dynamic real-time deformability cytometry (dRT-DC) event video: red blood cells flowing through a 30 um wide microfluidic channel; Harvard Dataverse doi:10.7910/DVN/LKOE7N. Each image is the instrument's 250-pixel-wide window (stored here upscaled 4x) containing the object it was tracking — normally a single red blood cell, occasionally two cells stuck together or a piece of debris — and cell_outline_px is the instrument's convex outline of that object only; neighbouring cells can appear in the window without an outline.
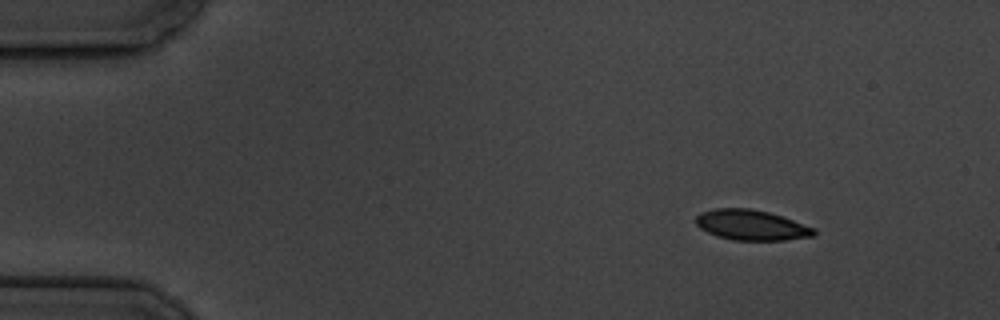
{"species": "common noctule bat (a hibernating species)", "species_latin": "Nyctalus noctula", "temperature_condition": "cold", "stored_images_in_passage": 4, "camera_frame_rate_fps": 3000, "um_per_image_px": 0.085, "animal": {"sex": "male", "body_mass_g": 19.5, "forearm_length_mm": 54.6}, "frame": {"image": 1, "passage_image": 2, "time_ms": 1.0, "image_size_px": [1000, 320], "cell_outline_px": [[816, 232], [812, 236], [784, 240], [732, 240], [716, 236], [700, 228], [696, 224], [696, 216], [700, 212], [716, 208], [748, 208], [768, 212], [816, 228]], "centroid_in_image_um": [63.84, 19.13], "position_along_channel_um": 21.2, "area_um2": 20.75}}